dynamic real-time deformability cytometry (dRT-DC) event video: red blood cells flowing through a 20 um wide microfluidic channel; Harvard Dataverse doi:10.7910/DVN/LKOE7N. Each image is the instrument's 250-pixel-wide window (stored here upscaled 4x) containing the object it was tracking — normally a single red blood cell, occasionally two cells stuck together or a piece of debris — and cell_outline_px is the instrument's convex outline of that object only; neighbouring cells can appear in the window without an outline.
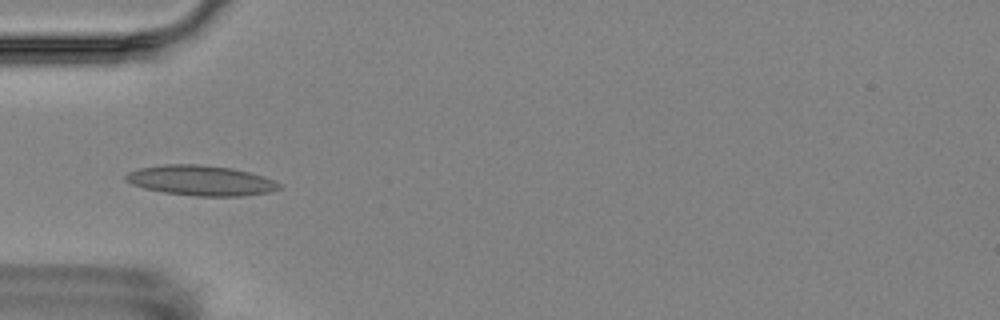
{"species": "Egyptian fruit bat (a non-hibernating species)", "species_latin": "Rousettus aegyptiacus", "temperature_condition": "room temperature", "stored_images_in_passage": 5, "camera_frame_rate_fps": 3000, "um_per_image_px": 0.085, "animal": {"sex": "female"}, "frame": {"image": 1, "passage_image": 4, "time_ms": 3.333, "image_size_px": [1000, 320], "cell_outline_px": [[280, 188], [268, 192], [244, 196], [196, 196], [164, 192], [144, 188], [132, 184], [124, 180], [124, 176], [128, 172], [140, 168], [164, 164], [196, 164], [232, 168], [264, 176], [280, 184]], "centroid_in_image_um": [17.04, 15.34], "position_along_channel_um": 68.0, "area_um2": 26.82}}